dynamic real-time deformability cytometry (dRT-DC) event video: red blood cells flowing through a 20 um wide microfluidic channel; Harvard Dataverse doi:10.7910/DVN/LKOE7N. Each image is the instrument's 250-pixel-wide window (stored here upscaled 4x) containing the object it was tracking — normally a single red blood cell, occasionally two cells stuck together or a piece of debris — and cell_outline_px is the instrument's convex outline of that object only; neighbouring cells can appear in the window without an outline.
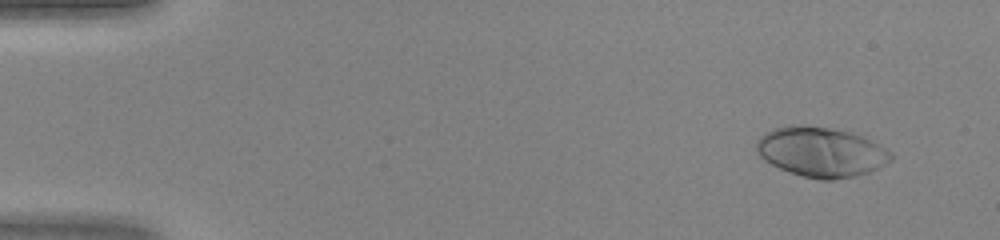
{"species": "human", "species_latin": "Homo sapiens", "temperature_condition": "warm", "stored_images_in_passage": 47, "camera_frame_rate_fps": 3000, "um_per_image_px": 0.085, "donor": {"sex": "female"}, "frame": {"image": 1, "passage_image": 4, "time_ms": 1.0, "image_size_px": [1000, 240], "cell_outline_px": [[896, 156], [892, 160], [868, 172], [856, 176], [832, 180], [820, 180], [804, 176], [780, 168], [764, 160], [756, 152], [756, 144], [760, 136], [764, 132], [772, 128], [796, 124], [800, 124], [832, 128], [848, 132], [860, 136], [880, 144], [892, 152]], "centroid_in_image_um": [69.79, 12.9], "position_along_channel_um": 15.2, "area_um2": 39.13}}
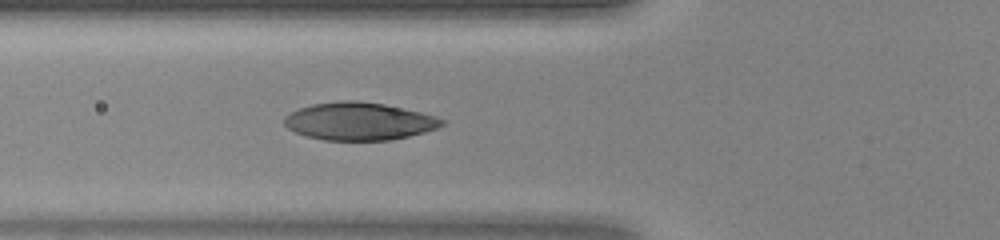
{"frame": {"image": 2, "passage_image": 18, "time_ms": 5.667, "image_size_px": [1000, 240], "cell_outline_px": [[444, 124], [436, 128], [424, 132], [392, 140], [324, 140], [308, 136], [296, 132], [288, 128], [284, 124], [284, 116], [300, 108], [312, 104], [340, 100], [356, 100], [384, 104], [420, 112], [444, 120]], "centroid_in_image_um": [30.5, 10.3], "position_along_channel_um": 95.3, "area_um2": 34.33}}
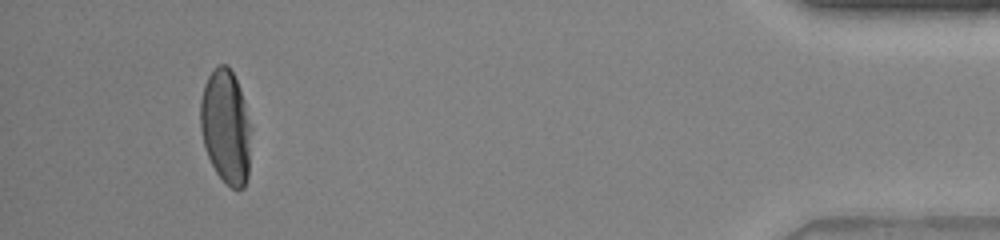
{"frame": {"image": 3, "passage_image": 44, "time_ms": 14.333, "image_size_px": [1000, 240], "cell_outline_px": [[248, 176], [244, 188], [232, 188], [216, 172], [208, 156], [204, 144], [200, 128], [200, 100], [204, 84], [208, 76], [216, 64], [228, 64], [236, 80], [244, 104], [248, 124]], "centroid_in_image_um": [19.14, 10.73], "position_along_channel_um": 416.1, "area_um2": 32.77}}